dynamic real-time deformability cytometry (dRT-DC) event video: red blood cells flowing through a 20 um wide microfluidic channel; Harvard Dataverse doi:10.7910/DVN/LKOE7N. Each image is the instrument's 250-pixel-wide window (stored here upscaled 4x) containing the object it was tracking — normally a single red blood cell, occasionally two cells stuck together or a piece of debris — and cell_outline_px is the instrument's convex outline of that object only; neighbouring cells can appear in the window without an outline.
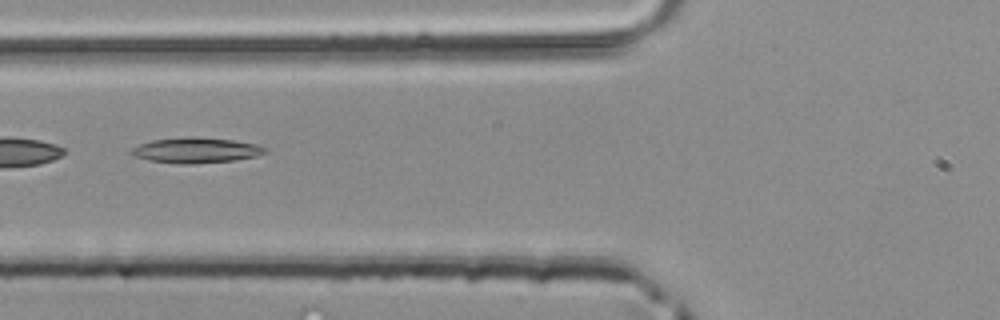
{"species": "common noctule bat (a hibernating species)", "species_latin": "Nyctalus noctula", "temperature_condition": "room temperature", "stored_images_in_passage": 5, "camera_frame_rate_fps": 3000, "um_per_image_px": 0.085, "animal": {"sex": "male", "body_mass_g": 20.4}, "frame": {"image": 1, "passage_image": 4, "time_ms": 1.0, "image_size_px": [1000, 320], "cell_outline_px": [[268, 152], [256, 156], [232, 160], [192, 164], [176, 164], [148, 160], [132, 156], [128, 152], [132, 148], [140, 144], [152, 140], [184, 136], [192, 136], [232, 140], [256, 144], [268, 148]], "centroid_in_image_um": [16.62, 12.77], "position_along_channel_um": 109.2, "area_um2": 20.0}}
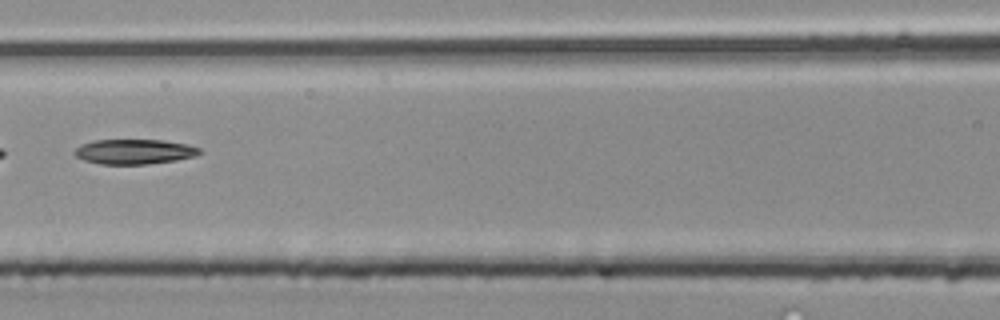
{"frame": {"image": 2, "passage_image": 5, "time_ms": 1.333, "image_size_px": [1000, 320], "cell_outline_px": [[204, 152], [196, 156], [176, 160], [148, 164], [100, 164], [84, 160], [76, 156], [72, 152], [76, 148], [84, 144], [96, 140], [164, 140], [188, 144], [200, 148]], "centroid_in_image_um": [11.47, 12.89], "position_along_channel_um": 155.1, "area_um2": 18.21}}